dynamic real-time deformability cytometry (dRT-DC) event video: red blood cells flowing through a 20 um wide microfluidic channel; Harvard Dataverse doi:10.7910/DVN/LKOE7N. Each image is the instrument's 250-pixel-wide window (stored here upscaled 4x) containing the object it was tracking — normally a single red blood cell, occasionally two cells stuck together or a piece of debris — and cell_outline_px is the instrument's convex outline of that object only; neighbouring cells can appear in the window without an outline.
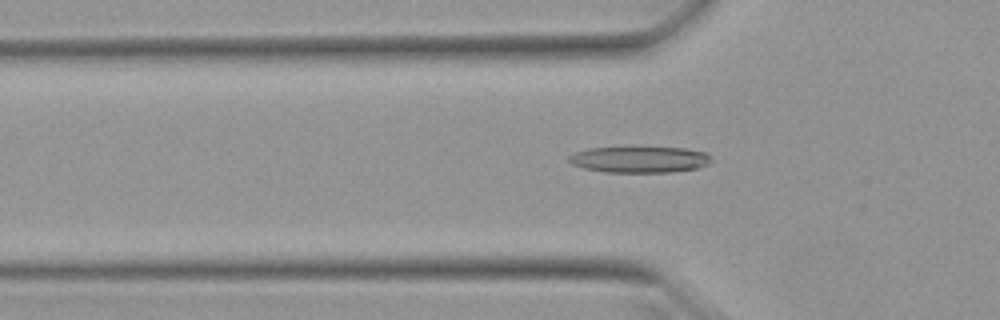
{"species": "Egyptian fruit bat (a non-hibernating species)", "species_latin": "Rousettus aegyptiacus", "temperature_condition": "warm", "stored_images_in_passage": 51, "camera_frame_rate_fps": 3000, "um_per_image_px": 0.085, "animal": {"sex": "female"}, "frame": {"image": 1, "passage_image": 17, "time_ms": 5.333, "image_size_px": [1000, 320], "cell_outline_px": [[712, 160], [708, 164], [696, 168], [672, 172], [604, 172], [584, 168], [572, 164], [568, 160], [568, 156], [576, 152], [588, 148], [684, 148], [704, 152]], "centroid_in_image_um": [54.33, 13.57], "position_along_channel_um": 71.5, "area_um2": 21.44}}
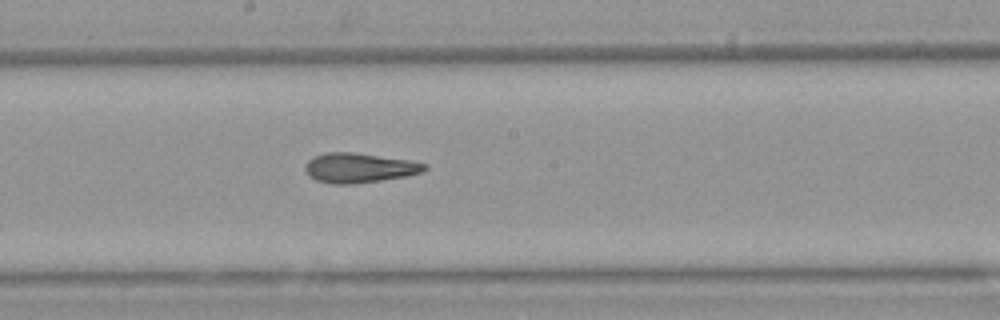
{"frame": {"image": 2, "passage_image": 28, "time_ms": 9.0, "image_size_px": [1000, 320], "cell_outline_px": [[428, 168], [420, 172], [408, 176], [352, 184], [332, 184], [316, 180], [304, 168], [304, 164], [312, 156], [324, 152], [352, 152], [408, 160], [428, 164]], "centroid_in_image_um": [30.51, 14.26], "position_along_channel_um": 217.7, "area_um2": 20.58}}
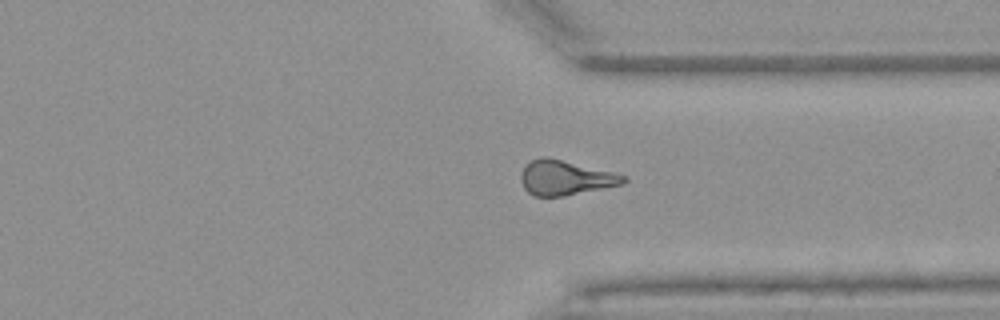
{"frame": {"image": 3, "passage_image": 39, "time_ms": 12.667, "image_size_px": [1000, 320], "cell_outline_px": [[628, 180], [624, 184], [564, 196], [532, 196], [524, 188], [520, 180], [520, 172], [532, 160], [540, 156], [544, 156], [612, 172], [628, 176]], "centroid_in_image_um": [48.05, 15.12], "position_along_channel_um": 363.3, "area_um2": 20.63}, "authors_computed_cell_mechanics": {"area_um2": 20.6924, "velocity_mm_per_s": 3.9772, "shape_relaxation_time_tau1_ms": 5.8623, "shape_relaxation_time_tau2_ms": 1.6666, "deformation_change_tau1": 0.1936, "deformation_change_tau2": 0.113}}